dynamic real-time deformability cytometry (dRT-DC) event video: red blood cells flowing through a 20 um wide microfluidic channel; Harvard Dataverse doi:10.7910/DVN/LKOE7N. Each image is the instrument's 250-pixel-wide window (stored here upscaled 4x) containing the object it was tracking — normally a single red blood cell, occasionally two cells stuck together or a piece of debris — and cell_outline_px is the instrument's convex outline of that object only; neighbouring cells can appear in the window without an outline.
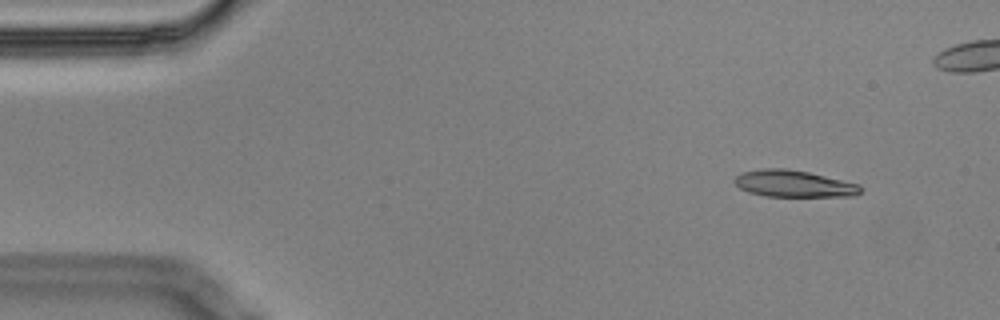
{"species": "Egyptian fruit bat (a non-hibernating species)", "species_latin": "Rousettus aegyptiacus", "temperature_condition": "cold", "stored_images_in_passage": 6, "camera_frame_rate_fps": 3000, "um_per_image_px": 0.085, "animal": {"sex": "male"}, "frame": {"image": 1, "passage_image": 2, "time_ms": 0.333, "image_size_px": [1000, 320], "cell_outline_px": [[860, 192], [852, 196], [764, 196], [748, 192], [740, 188], [732, 180], [740, 172], [764, 168], [784, 168], [808, 172], [860, 184]], "centroid_in_image_um": [67.42, 15.61], "position_along_channel_um": 17.6, "area_um2": 19.59}}